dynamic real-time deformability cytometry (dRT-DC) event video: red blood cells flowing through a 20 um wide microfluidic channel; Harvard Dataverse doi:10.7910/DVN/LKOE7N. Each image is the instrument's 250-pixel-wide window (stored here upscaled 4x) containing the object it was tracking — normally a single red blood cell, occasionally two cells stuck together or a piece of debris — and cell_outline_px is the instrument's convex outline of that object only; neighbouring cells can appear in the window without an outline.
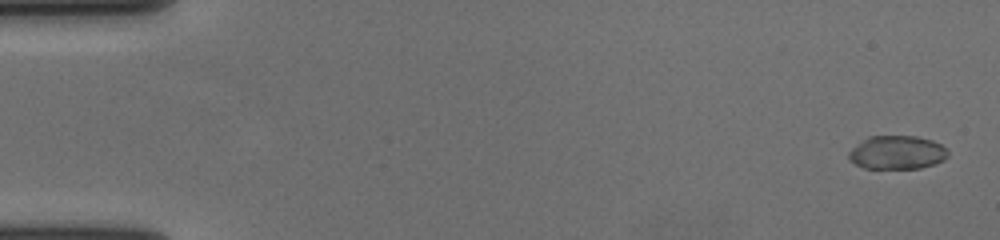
{"species": "human", "species_latin": "Homo sapiens", "temperature_condition": "cold", "stored_images_in_passage": 57, "camera_frame_rate_fps": 3000, "um_per_image_px": 0.085, "donor": {"sex": "female"}, "frame": {"image": 1, "passage_image": 2, "time_ms": 0.333, "image_size_px": [1000, 240], "cell_outline_px": [[948, 156], [944, 160], [936, 164], [920, 168], [864, 168], [848, 160], [848, 152], [852, 148], [868, 136], [916, 136], [932, 140], [948, 148]], "centroid_in_image_um": [76.27, 12.96], "position_along_channel_um": 8.7, "area_um2": 19.54}}
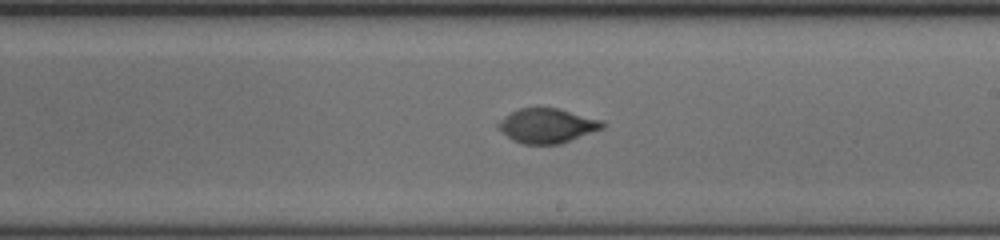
{"frame": {"image": 2, "passage_image": 34, "time_ms": 11.0, "image_size_px": [1000, 240], "cell_outline_px": [[604, 128], [560, 144], [524, 144], [512, 140], [496, 128], [496, 124], [500, 120], [512, 112], [520, 108], [560, 108], [604, 120]], "centroid_in_image_um": [46.52, 10.68], "position_along_channel_um": 242.5, "area_um2": 21.1}}
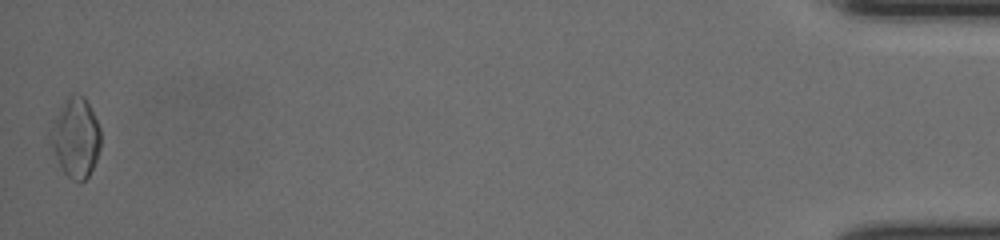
{"frame": {"image": 3, "passage_image": 57, "time_ms": 18.667, "image_size_px": [1000, 240], "cell_outline_px": [[100, 148], [96, 160], [88, 176], [80, 184], [72, 180], [64, 172], [52, 148], [48, 136], [56, 116], [68, 96], [72, 92], [84, 96], [100, 128]], "centroid_in_image_um": [6.44, 11.72], "position_along_channel_um": 428.8, "area_um2": 22.95}, "authors_computed_cell_mechanics": {"area_um2": 20.808, "velocity_mm_per_s": 3.6738, "shape_relaxation_time_tau1_ms": 4.3789, "shape_relaxation_time_tau2_ms": null, "deformation_change_tau1": 0.1803, "deformation_change_tau2": null}}